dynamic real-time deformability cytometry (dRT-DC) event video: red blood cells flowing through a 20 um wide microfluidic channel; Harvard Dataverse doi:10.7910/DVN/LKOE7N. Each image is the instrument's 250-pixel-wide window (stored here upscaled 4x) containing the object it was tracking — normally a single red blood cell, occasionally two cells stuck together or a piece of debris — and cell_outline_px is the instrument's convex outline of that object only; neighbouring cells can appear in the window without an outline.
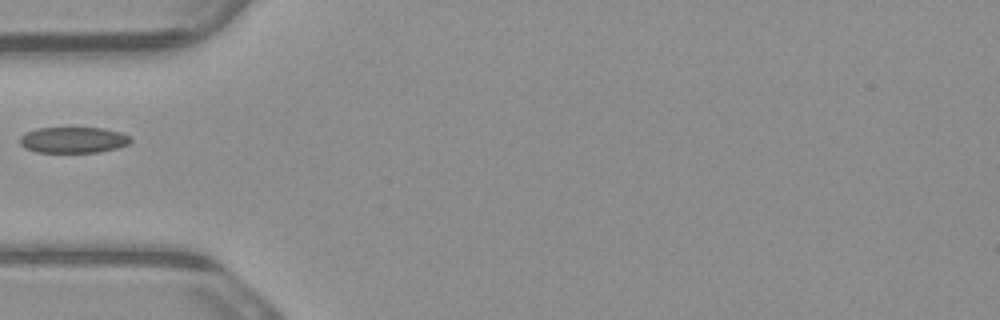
{"species": "common noctule bat (a hibernating species)", "species_latin": "Nyctalus noctula", "temperature_condition": "warm", "stored_images_in_passage": 1, "camera_frame_rate_fps": 3000, "um_per_image_px": 0.085, "animal": {"sex": "male", "body_mass_g": 23.1, "forearm_length_mm": 52.7}, "frame": {"image": 1, "passage_image": 1, "time_ms": 0.0, "image_size_px": [1000, 320], "cell_outline_px": [[132, 140], [128, 144], [116, 148], [100, 152], [36, 152], [24, 148], [20, 144], [20, 136], [36, 128], [104, 128], [120, 132], [128, 136]], "centroid_in_image_um": [6.21, 11.9], "position_along_channel_um": 78.8, "area_um2": 16.7}}